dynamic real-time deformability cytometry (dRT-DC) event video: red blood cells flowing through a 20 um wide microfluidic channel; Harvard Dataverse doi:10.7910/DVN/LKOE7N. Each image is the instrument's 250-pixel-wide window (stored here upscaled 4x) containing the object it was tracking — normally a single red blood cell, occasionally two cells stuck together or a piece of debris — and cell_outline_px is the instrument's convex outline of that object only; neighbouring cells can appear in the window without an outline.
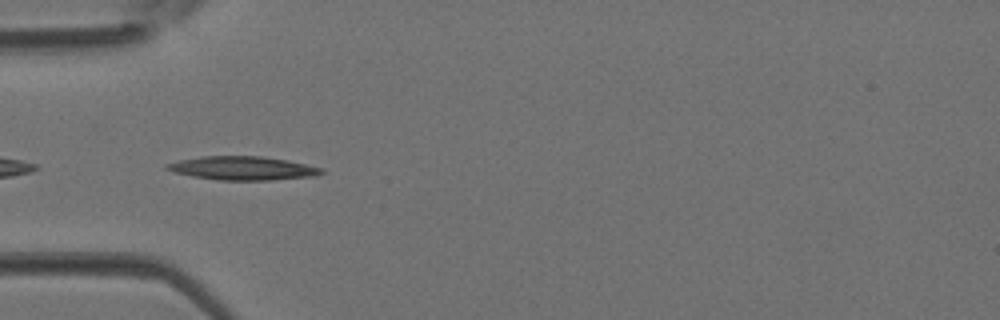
{"species": "Egyptian fruit bat (a non-hibernating species)", "species_latin": "Rousettus aegyptiacus", "temperature_condition": "room temperature", "stored_images_in_passage": 4, "camera_frame_rate_fps": 3000, "um_per_image_px": 0.085, "animal": {"sex": "female"}, "frame": {"image": 1, "passage_image": 3, "time_ms": 0.667, "image_size_px": [1000, 320], "cell_outline_px": [[324, 172], [316, 176], [272, 180], [220, 180], [192, 176], [176, 172], [164, 168], [164, 164], [180, 160], [200, 156], [264, 156], [288, 160], [324, 168]], "centroid_in_image_um": [20.66, 14.29], "position_along_channel_um": 64.3, "area_um2": 21.39}}
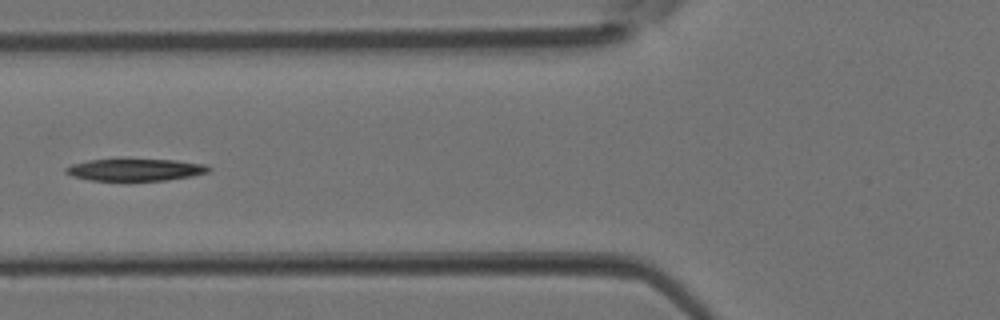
{"frame": {"image": 2, "passage_image": 4, "time_ms": 1.0, "image_size_px": [1000, 320], "cell_outline_px": [[212, 168], [208, 172], [192, 176], [168, 180], [92, 180], [72, 176], [64, 172], [64, 168], [72, 164], [88, 160], [124, 156], [176, 160], [208, 164]], "centroid_in_image_um": [11.51, 14.37], "position_along_channel_um": 114.3, "area_um2": 19.48}}